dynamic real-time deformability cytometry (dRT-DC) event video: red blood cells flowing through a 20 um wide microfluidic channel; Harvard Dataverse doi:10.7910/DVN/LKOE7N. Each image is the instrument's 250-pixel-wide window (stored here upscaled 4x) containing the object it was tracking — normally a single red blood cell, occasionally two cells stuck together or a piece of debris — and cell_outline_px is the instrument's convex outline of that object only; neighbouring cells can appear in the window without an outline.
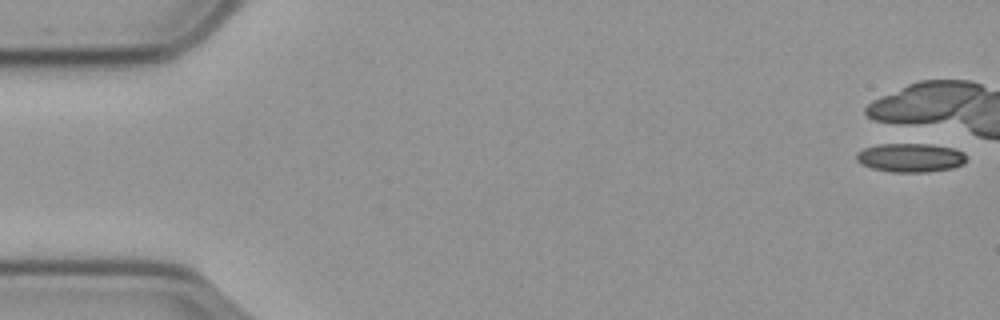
{"species": "common noctule bat (a hibernating species)", "species_latin": "Nyctalus noctula", "temperature_condition": "cold", "stored_images_in_passage": 1, "camera_frame_rate_fps": 3000, "um_per_image_px": 0.085, "animal": {"sex": "male", "body_mass_g": 23.1, "forearm_length_mm": 52.7}, "frame": {"image": 1, "passage_image": 1, "time_ms": 0.0, "image_size_px": [1000, 320], "cell_outline_px": [[968, 160], [964, 164], [952, 168], [928, 172], [892, 172], [872, 168], [856, 160], [856, 152], [864, 148], [876, 144], [904, 140], [912, 140], [952, 148], [964, 152], [968, 156]], "centroid_in_image_um": [77.41, 13.34], "position_along_channel_um": 7.6, "area_um2": 19.59}}